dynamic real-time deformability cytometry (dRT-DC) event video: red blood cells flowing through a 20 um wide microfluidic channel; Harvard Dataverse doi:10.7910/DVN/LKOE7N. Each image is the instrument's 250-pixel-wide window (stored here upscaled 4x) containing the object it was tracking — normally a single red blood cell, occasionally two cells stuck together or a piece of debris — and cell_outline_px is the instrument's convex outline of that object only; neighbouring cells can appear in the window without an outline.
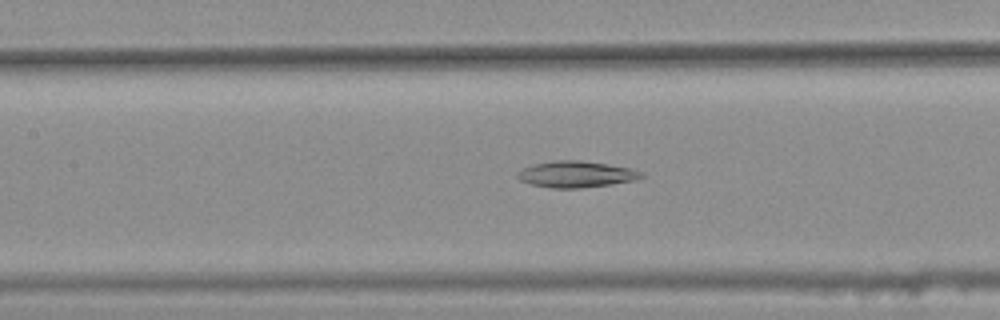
{"species": "common noctule bat (a hibernating species)", "species_latin": "Nyctalus noctula", "temperature_condition": "warm", "stored_images_in_passage": 45, "camera_frame_rate_fps": 3000, "um_per_image_px": 0.085, "animal": {"sex": "female", "body_mass_g": 25.1}, "frame": {"image": 1, "passage_image": 23, "time_ms": 7.333, "image_size_px": [1000, 320], "cell_outline_px": [[644, 176], [636, 180], [612, 184], [580, 188], [552, 188], [532, 184], [520, 180], [516, 176], [516, 172], [532, 164], [552, 160], [580, 160], [608, 164], [628, 168], [644, 172]], "centroid_in_image_um": [48.96, 14.8], "position_along_channel_um": 158.4, "area_um2": 19.07}}
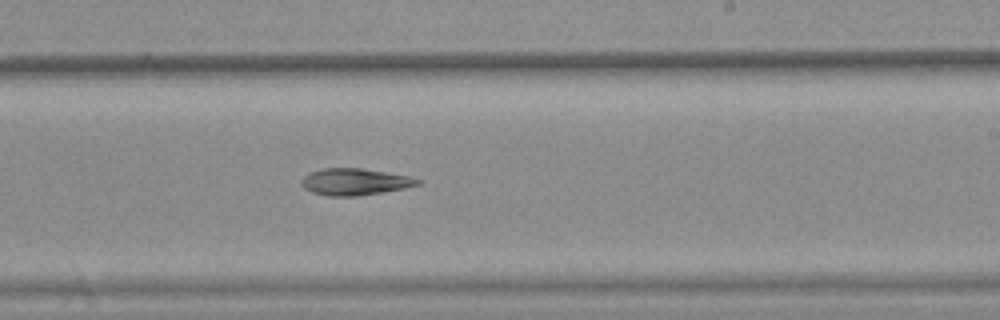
{"frame": {"image": 2, "passage_image": 31, "time_ms": 10.0, "image_size_px": [1000, 320], "cell_outline_px": [[420, 184], [404, 188], [356, 196], [328, 196], [312, 192], [304, 188], [300, 184], [300, 180], [304, 176], [320, 168], [360, 168], [388, 172], [408, 176], [420, 180]], "centroid_in_image_um": [30.11, 15.45], "position_along_channel_um": 258.9, "area_um2": 17.98}}
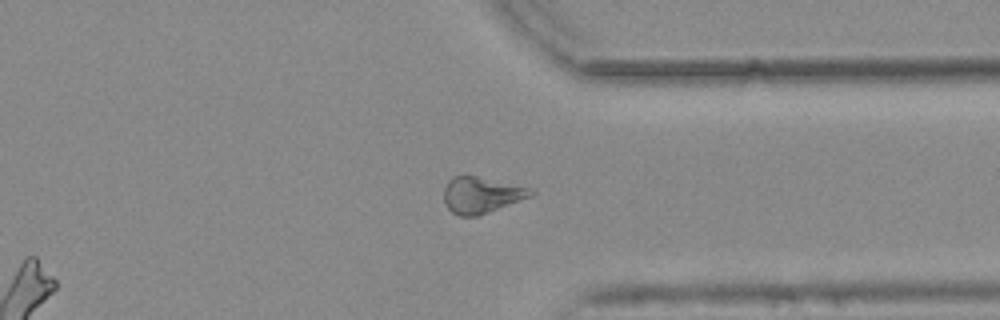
{"frame": {"image": 3, "passage_image": 40, "time_ms": 13.0, "image_size_px": [1000, 320], "cell_outline_px": [[536, 192], [532, 196], [480, 216], [460, 216], [452, 212], [444, 204], [444, 188], [448, 180], [452, 176], [464, 172], [532, 188]], "centroid_in_image_um": [40.91, 16.53], "position_along_channel_um": 370.5, "area_um2": 19.13}}